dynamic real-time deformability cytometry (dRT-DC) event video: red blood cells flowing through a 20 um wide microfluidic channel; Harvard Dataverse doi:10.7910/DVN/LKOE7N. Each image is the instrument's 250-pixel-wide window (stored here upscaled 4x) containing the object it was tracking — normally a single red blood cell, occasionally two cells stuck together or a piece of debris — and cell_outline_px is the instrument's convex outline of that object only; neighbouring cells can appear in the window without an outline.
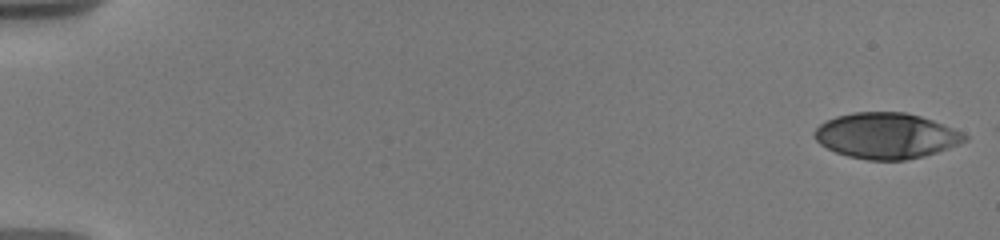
{"species": "human", "species_latin": "Homo sapiens", "temperature_condition": "warm", "stored_images_in_passage": 12, "camera_frame_rate_fps": 3000, "um_per_image_px": 0.085, "donor": {"sex": "male"}, "frame": {"image": 1, "passage_image": 1, "time_ms": 0.0, "image_size_px": [1000, 240], "cell_outline_px": [[968, 140], [960, 144], [924, 156], [904, 160], [868, 160], [848, 156], [836, 152], [820, 144], [816, 140], [812, 132], [820, 124], [836, 116], [852, 112], [904, 112], [920, 116], [944, 124], [968, 136]], "centroid_in_image_um": [75.32, 11.54], "position_along_channel_um": 9.7, "area_um2": 39.94}}
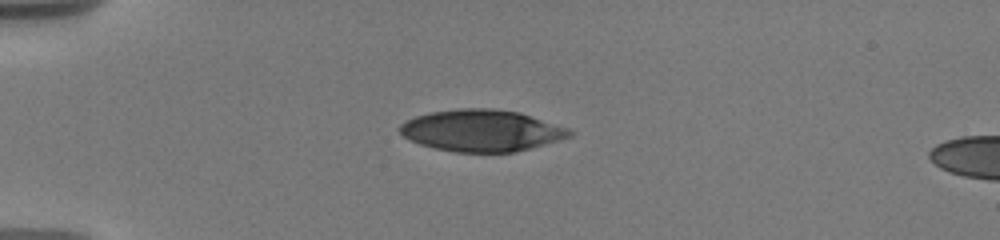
{"frame": {"image": 2, "passage_image": 9, "time_ms": 4.667, "image_size_px": [1000, 240], "cell_outline_px": [[576, 132], [572, 136], [516, 152], [456, 152], [436, 148], [420, 144], [408, 140], [396, 128], [400, 124], [416, 116], [432, 112], [460, 108], [492, 108], [520, 112], [572, 128]], "centroid_in_image_um": [40.98, 11.09], "position_along_channel_um": 44.0, "area_um2": 41.5}}